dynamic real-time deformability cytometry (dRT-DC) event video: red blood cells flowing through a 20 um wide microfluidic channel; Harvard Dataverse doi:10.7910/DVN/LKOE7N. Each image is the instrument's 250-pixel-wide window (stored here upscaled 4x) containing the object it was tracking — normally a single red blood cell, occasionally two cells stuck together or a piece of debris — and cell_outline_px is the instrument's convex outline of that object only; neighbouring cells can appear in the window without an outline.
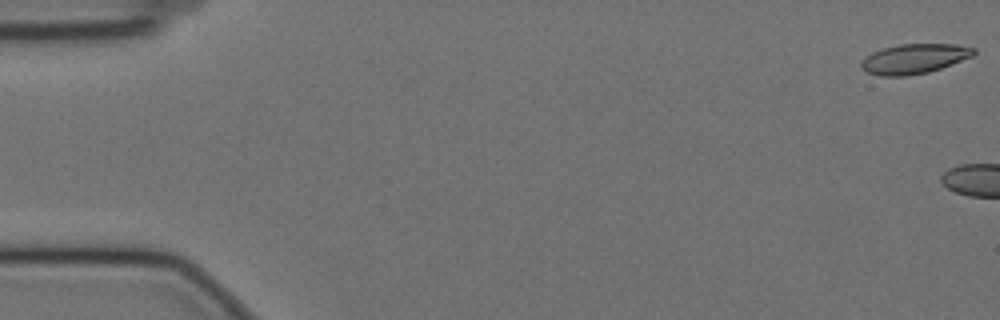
{"species": "Egyptian fruit bat (a non-hibernating species)", "species_latin": "Rousettus aegyptiacus", "temperature_condition": "cold", "stored_images_in_passage": 5, "camera_frame_rate_fps": 3000, "um_per_image_px": 0.085, "animal": {"sex": "female"}, "frame": {"image": 1, "passage_image": 1, "time_ms": 0.0, "image_size_px": [1000, 320], "cell_outline_px": [[976, 52], [972, 56], [952, 64], [928, 72], [904, 76], [880, 76], [868, 72], [860, 68], [860, 64], [872, 52], [884, 48], [900, 44], [956, 44], [976, 48]], "centroid_in_image_um": [77.73, 4.99], "position_along_channel_um": 7.3, "area_um2": 19.36}}